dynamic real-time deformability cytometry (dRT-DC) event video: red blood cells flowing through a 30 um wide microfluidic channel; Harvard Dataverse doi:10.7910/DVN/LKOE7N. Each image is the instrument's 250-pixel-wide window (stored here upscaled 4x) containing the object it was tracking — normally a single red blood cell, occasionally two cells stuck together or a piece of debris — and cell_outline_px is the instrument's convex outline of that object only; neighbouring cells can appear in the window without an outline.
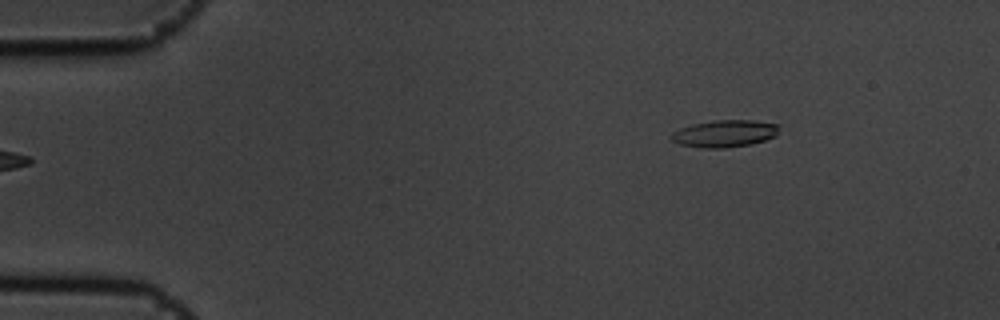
{"species": "common noctule bat (a hibernating species)", "species_latin": "Nyctalus noctula", "temperature_condition": "cold", "stored_images_in_passage": 10, "camera_frame_rate_fps": 3000, "um_per_image_px": 0.085, "animal": {"sex": "male", "body_mass_g": 19.5, "forearm_length_mm": 54.6}, "frame": {"image": 1, "passage_image": 1, "time_ms": 0.0, "image_size_px": [1000, 320], "cell_outline_px": [[780, 128], [776, 136], [764, 140], [748, 144], [724, 148], [700, 148], [680, 144], [672, 140], [668, 136], [672, 132], [680, 128], [692, 124], [716, 120], [752, 120], [780, 124]], "centroid_in_image_um": [61.58, 11.34], "position_along_channel_um": 23.4, "area_um2": 17.11}}
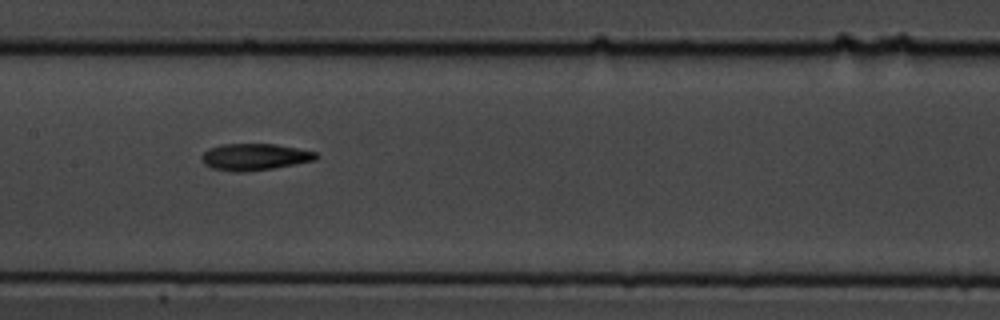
{"frame": {"image": 2, "passage_image": 7, "time_ms": 2.0, "image_size_px": [1000, 320], "cell_outline_px": [[320, 156], [316, 160], [272, 168], [244, 172], [232, 172], [212, 168], [204, 164], [200, 160], [200, 156], [208, 148], [224, 144], [276, 144], [316, 152]], "centroid_in_image_um": [21.61, 13.34], "position_along_channel_um": 185.8, "area_um2": 17.86}}
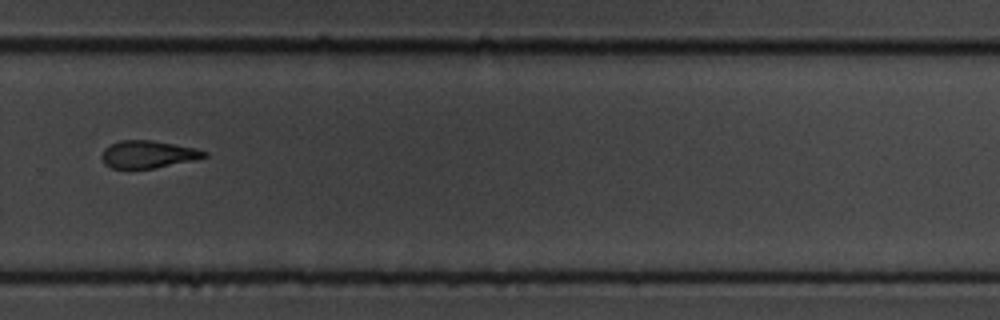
{"frame": {"image": 3, "passage_image": 10, "time_ms": 3.0, "image_size_px": [1000, 320], "cell_outline_px": [[208, 156], [192, 160], [156, 168], [112, 168], [104, 164], [100, 156], [104, 148], [120, 140], [152, 140], [196, 148], [208, 152]], "centroid_in_image_um": [12.56, 13.11], "position_along_channel_um": 317.2, "area_um2": 16.36}}